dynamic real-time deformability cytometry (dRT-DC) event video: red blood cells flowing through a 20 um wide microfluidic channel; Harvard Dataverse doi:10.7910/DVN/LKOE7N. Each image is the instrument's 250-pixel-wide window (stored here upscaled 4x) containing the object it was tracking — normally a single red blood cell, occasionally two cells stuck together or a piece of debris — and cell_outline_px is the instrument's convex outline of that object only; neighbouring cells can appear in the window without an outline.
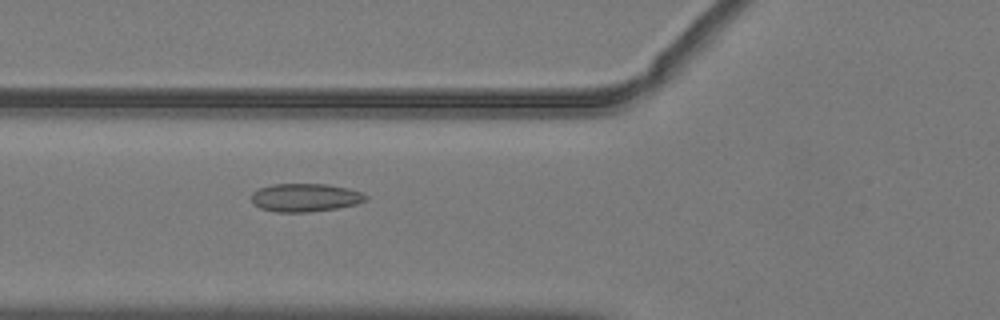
{"species": "common noctule bat (a hibernating species)", "species_latin": "Nyctalus noctula", "temperature_condition": "warm", "stored_images_in_passage": 52, "camera_frame_rate_fps": 3000, "um_per_image_px": 0.085, "animal": {"sex": "male", "body_mass_g": 19.2, "forearm_length_mm": 51.8}, "frame": {"image": 1, "passage_image": 20, "time_ms": 6.333, "image_size_px": [1000, 320], "cell_outline_px": [[368, 200], [356, 204], [336, 208], [308, 212], [276, 212], [260, 208], [252, 204], [252, 192], [260, 188], [272, 184], [328, 184], [348, 188], [360, 192], [368, 196]], "centroid_in_image_um": [25.94, 16.79], "position_along_channel_um": 99.9, "area_um2": 18.84}}
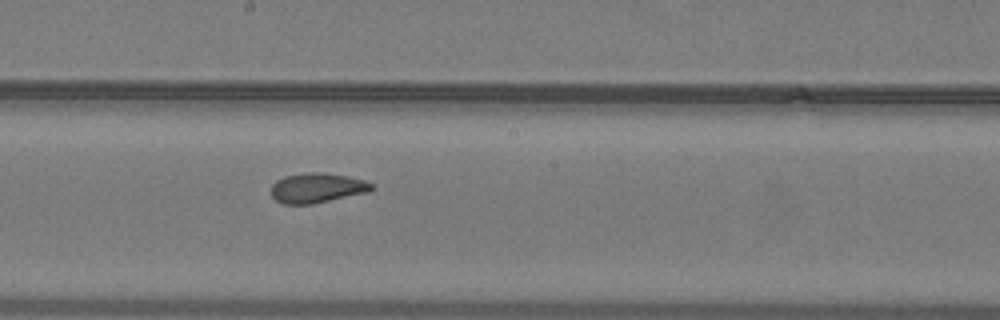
{"frame": {"image": 2, "passage_image": 29, "time_ms": 9.333, "image_size_px": [1000, 320], "cell_outline_px": [[376, 188], [368, 192], [312, 204], [284, 204], [276, 200], [272, 196], [272, 184], [276, 180], [284, 176], [308, 172], [324, 172], [348, 176], [364, 180], [372, 184]], "centroid_in_image_um": [26.96, 15.96], "position_along_channel_um": 221.2, "area_um2": 17.51}}
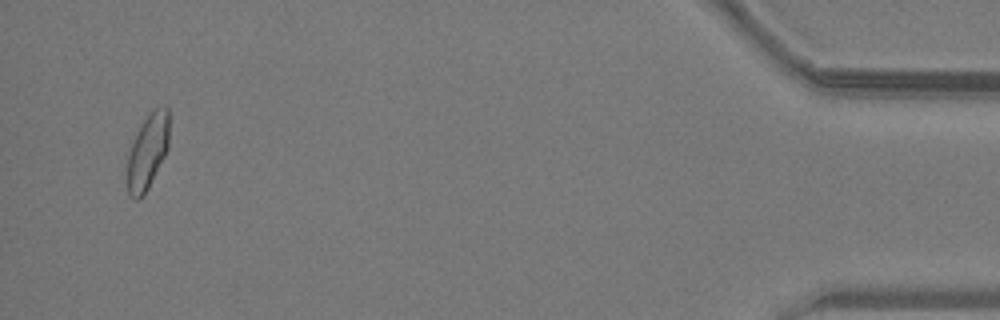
{"frame": {"image": 3, "passage_image": 50, "time_ms": 16.333, "image_size_px": [1000, 320], "cell_outline_px": [[168, 148], [144, 196], [136, 200], [128, 196], [128, 152], [132, 140], [136, 132], [148, 112], [156, 108], [168, 108]], "centroid_in_image_um": [12.52, 12.89], "position_along_channel_um": 422.7, "area_um2": 18.26}, "authors_computed_cell_mechanics": {"area_um2": 18.1781, "velocity_mm_per_s": 4.0362, "shape_relaxation_time_tau1_ms": 8.6226, "shape_relaxation_time_tau2_ms": 1.5163, "deformation_change_tau1": 0.1447, "deformation_change_tau2": 0.0578}}